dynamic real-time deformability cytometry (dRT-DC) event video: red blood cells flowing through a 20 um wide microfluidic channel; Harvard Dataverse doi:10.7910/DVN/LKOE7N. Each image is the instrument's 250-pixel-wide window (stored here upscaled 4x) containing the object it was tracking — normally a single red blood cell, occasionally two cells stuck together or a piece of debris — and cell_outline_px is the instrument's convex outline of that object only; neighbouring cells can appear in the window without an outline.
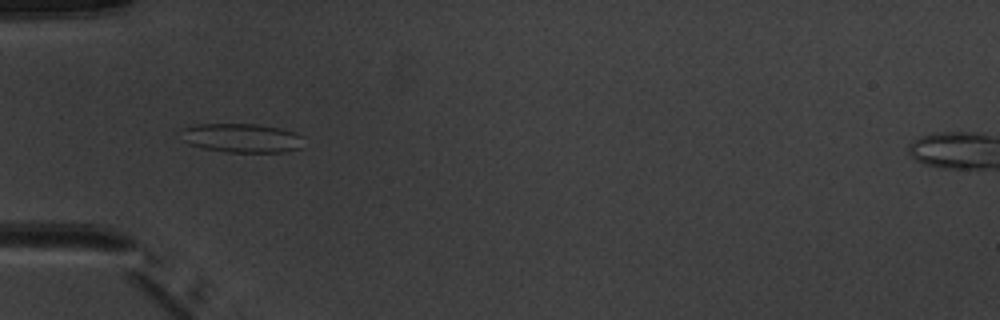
{"species": "common noctule bat (a hibernating species)", "species_latin": "Nyctalus noctula", "temperature_condition": "warm", "stored_images_in_passage": 7, "camera_frame_rate_fps": 3000, "um_per_image_px": 0.085, "animal": {"sex": "male", "body_mass_g": 20.1, "forearm_length_mm": 53.5}, "frame": {"image": 1, "passage_image": 4, "time_ms": 4.333, "image_size_px": [1000, 320], "cell_outline_px": [[304, 148], [284, 152], [224, 152], [200, 148], [188, 144], [184, 140], [184, 128], [196, 124], [256, 124], [280, 128], [304, 136]], "centroid_in_image_um": [20.62, 11.75], "position_along_channel_um": 64.4, "area_um2": 20.92}}
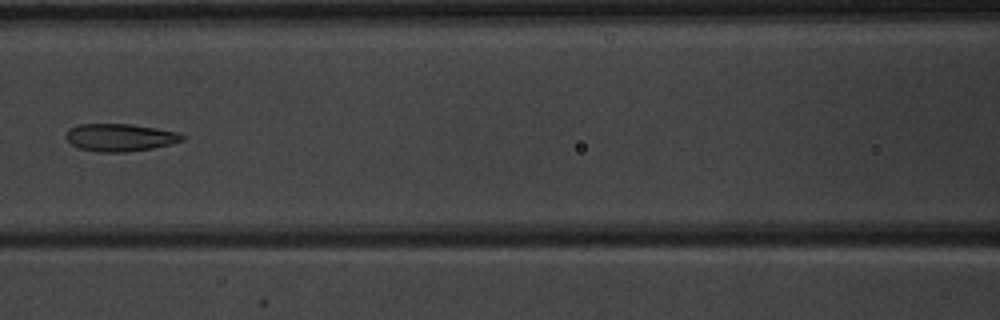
{"frame": {"image": 2, "passage_image": 6, "time_ms": 6.667, "image_size_px": [1000, 320], "cell_outline_px": [[184, 140], [172, 144], [152, 148], [124, 152], [96, 152], [80, 148], [72, 144], [64, 136], [68, 128], [76, 124], [132, 124], [180, 132], [184, 136]], "centroid_in_image_um": [10.2, 11.67], "position_along_channel_um": 156.4, "area_um2": 18.84}}
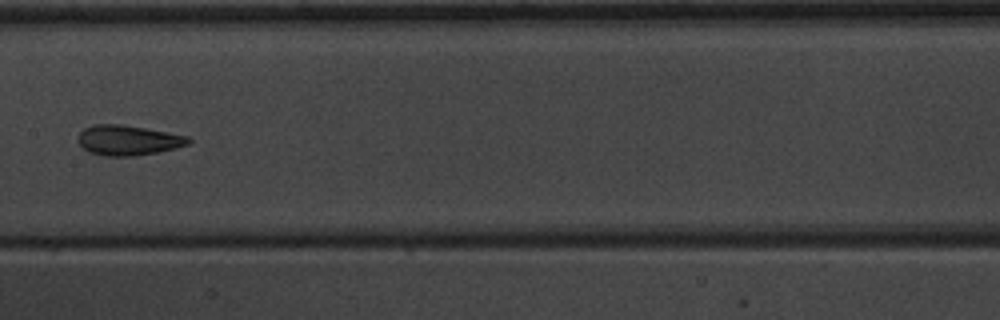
{"frame": {"image": 3, "passage_image": 7, "time_ms": 7.667, "image_size_px": [1000, 320], "cell_outline_px": [[192, 140], [188, 144], [176, 148], [156, 152], [132, 156], [104, 156], [88, 152], [80, 144], [80, 132], [84, 128], [92, 124], [120, 124], [144, 128], [188, 136]], "centroid_in_image_um": [10.89, 11.92], "position_along_channel_um": 196.5, "area_um2": 19.13}}